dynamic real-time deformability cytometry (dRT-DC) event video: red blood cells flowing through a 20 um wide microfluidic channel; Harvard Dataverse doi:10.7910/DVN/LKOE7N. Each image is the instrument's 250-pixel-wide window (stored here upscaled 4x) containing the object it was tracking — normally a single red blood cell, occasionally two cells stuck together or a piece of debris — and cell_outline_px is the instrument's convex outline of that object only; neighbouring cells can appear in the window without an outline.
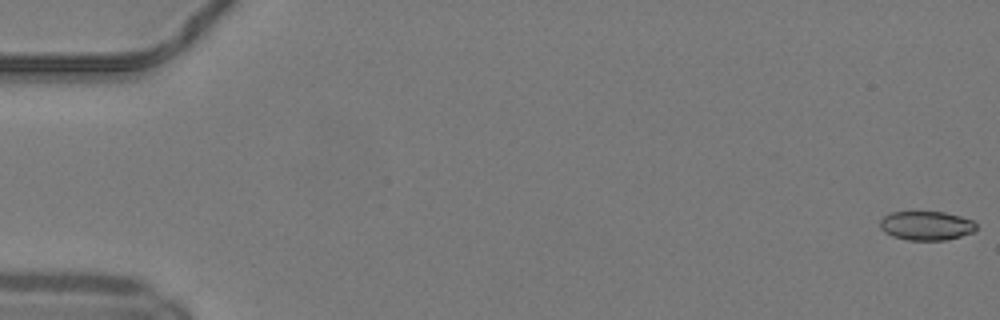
{"species": "common noctule bat (a hibernating species)", "species_latin": "Nyctalus noctula", "temperature_condition": "warm", "stored_images_in_passage": 26, "camera_frame_rate_fps": 3000, "um_per_image_px": 0.085, "animal": {"sex": "male", "body_mass_g": 19.2, "forearm_length_mm": 51.8}, "frame": {"image": 1, "passage_image": 1, "time_ms": 0.0, "image_size_px": [1000, 320], "cell_outline_px": [[976, 232], [944, 240], [908, 240], [892, 236], [884, 232], [880, 228], [880, 220], [884, 216], [892, 212], [944, 212], [960, 216], [972, 220], [976, 224]], "centroid_in_image_um": [78.74, 19.18], "position_along_channel_um": 6.3, "area_um2": 16.3}}
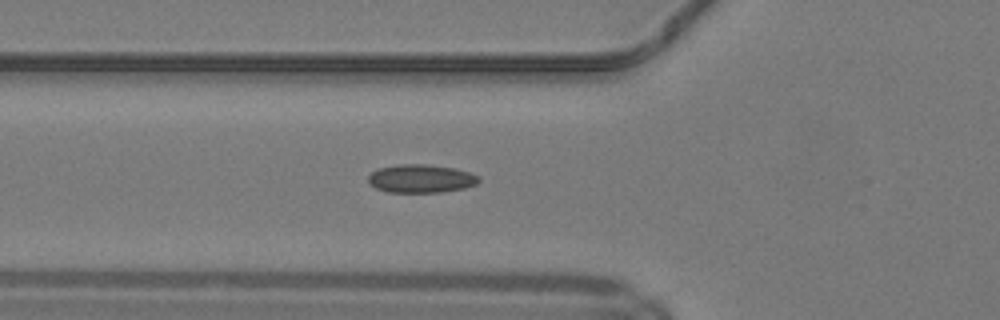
{"frame": {"image": 2, "passage_image": 19, "time_ms": 6.0, "image_size_px": [1000, 320], "cell_outline_px": [[480, 180], [476, 184], [464, 188], [440, 192], [388, 192], [376, 188], [368, 180], [368, 176], [376, 168], [400, 164], [428, 164], [456, 168], [480, 176]], "centroid_in_image_um": [35.79, 15.17], "position_along_channel_um": 90.0, "area_um2": 18.26}}
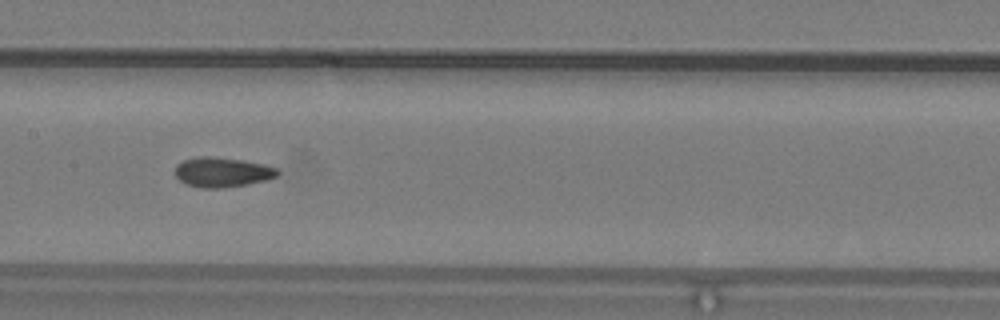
{"frame": {"image": 3, "passage_image": 26, "time_ms": 8.333, "image_size_px": [1000, 320], "cell_outline_px": [[280, 172], [276, 176], [268, 180], [248, 184], [224, 188], [204, 188], [188, 184], [180, 180], [176, 176], [176, 164], [184, 160], [200, 156], [208, 156], [240, 160], [264, 164], [276, 168]], "centroid_in_image_um": [18.91, 14.64], "position_along_channel_um": 188.5, "area_um2": 17.63}}